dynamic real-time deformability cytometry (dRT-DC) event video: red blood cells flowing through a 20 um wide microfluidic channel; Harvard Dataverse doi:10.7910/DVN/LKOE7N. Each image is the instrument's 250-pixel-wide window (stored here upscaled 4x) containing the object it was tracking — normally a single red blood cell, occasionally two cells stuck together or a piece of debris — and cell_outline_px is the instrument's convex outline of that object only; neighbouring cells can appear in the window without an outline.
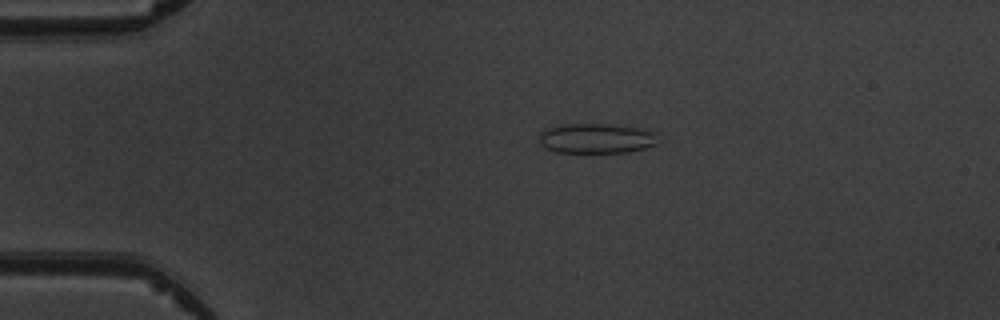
{"species": "common noctule bat (a hibernating species)", "species_latin": "Nyctalus noctula", "temperature_condition": "warm", "stored_images_in_passage": 4, "camera_frame_rate_fps": 3000, "um_per_image_px": 0.085, "animal": {"sex": "male", "body_mass_g": 19.5, "forearm_length_mm": 54.6}, "frame": {"image": 1, "passage_image": 3, "time_ms": 3.0, "image_size_px": [1000, 320], "cell_outline_px": [[660, 144], [644, 148], [624, 152], [556, 152], [544, 148], [540, 144], [540, 132], [544, 128], [564, 124], [608, 124], [636, 128], [652, 132]], "centroid_in_image_um": [50.62, 11.76], "position_along_channel_um": 34.4, "area_um2": 20.58}}